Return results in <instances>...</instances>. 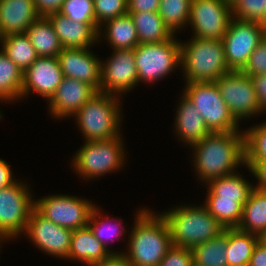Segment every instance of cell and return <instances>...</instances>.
I'll return each mask as SVG.
<instances>
[{"instance_id":"6da1fadb","label":"cell","mask_w":266,"mask_h":266,"mask_svg":"<svg viewBox=\"0 0 266 266\" xmlns=\"http://www.w3.org/2000/svg\"><path fill=\"white\" fill-rule=\"evenodd\" d=\"M190 147L191 164L201 185L233 174L245 166L243 131L211 132Z\"/></svg>"},{"instance_id":"7a4b0ae2","label":"cell","mask_w":266,"mask_h":266,"mask_svg":"<svg viewBox=\"0 0 266 266\" xmlns=\"http://www.w3.org/2000/svg\"><path fill=\"white\" fill-rule=\"evenodd\" d=\"M135 212L131 231L125 238L124 260L128 266H158L173 246L168 223L160 212L150 208Z\"/></svg>"},{"instance_id":"3957f363","label":"cell","mask_w":266,"mask_h":266,"mask_svg":"<svg viewBox=\"0 0 266 266\" xmlns=\"http://www.w3.org/2000/svg\"><path fill=\"white\" fill-rule=\"evenodd\" d=\"M122 98L97 92L71 118L84 141L117 138L123 134ZM122 133V134H121Z\"/></svg>"},{"instance_id":"277c9868","label":"cell","mask_w":266,"mask_h":266,"mask_svg":"<svg viewBox=\"0 0 266 266\" xmlns=\"http://www.w3.org/2000/svg\"><path fill=\"white\" fill-rule=\"evenodd\" d=\"M165 210L161 211V215L168 223L174 246L192 249L224 231L203 204L179 203Z\"/></svg>"},{"instance_id":"5b68a950","label":"cell","mask_w":266,"mask_h":266,"mask_svg":"<svg viewBox=\"0 0 266 266\" xmlns=\"http://www.w3.org/2000/svg\"><path fill=\"white\" fill-rule=\"evenodd\" d=\"M181 74L183 82H215L230 72L222 40L191 36L180 38Z\"/></svg>"},{"instance_id":"8992f818","label":"cell","mask_w":266,"mask_h":266,"mask_svg":"<svg viewBox=\"0 0 266 266\" xmlns=\"http://www.w3.org/2000/svg\"><path fill=\"white\" fill-rule=\"evenodd\" d=\"M122 136L108 140L84 141L71 157L70 167L85 182L123 170L128 163V153Z\"/></svg>"},{"instance_id":"52a82bcc","label":"cell","mask_w":266,"mask_h":266,"mask_svg":"<svg viewBox=\"0 0 266 266\" xmlns=\"http://www.w3.org/2000/svg\"><path fill=\"white\" fill-rule=\"evenodd\" d=\"M134 58L138 83L156 84L181 69L180 40L174 35L167 41L139 44Z\"/></svg>"},{"instance_id":"ba28073f","label":"cell","mask_w":266,"mask_h":266,"mask_svg":"<svg viewBox=\"0 0 266 266\" xmlns=\"http://www.w3.org/2000/svg\"><path fill=\"white\" fill-rule=\"evenodd\" d=\"M183 89L181 93L202 115L211 132L243 131L241 123L231 114L215 82L184 83Z\"/></svg>"},{"instance_id":"9c48e42d","label":"cell","mask_w":266,"mask_h":266,"mask_svg":"<svg viewBox=\"0 0 266 266\" xmlns=\"http://www.w3.org/2000/svg\"><path fill=\"white\" fill-rule=\"evenodd\" d=\"M28 183L19 178L13 184L0 189V235L8 242L22 237L35 208V195Z\"/></svg>"},{"instance_id":"30bf717a","label":"cell","mask_w":266,"mask_h":266,"mask_svg":"<svg viewBox=\"0 0 266 266\" xmlns=\"http://www.w3.org/2000/svg\"><path fill=\"white\" fill-rule=\"evenodd\" d=\"M94 203L83 196L50 194L35 199V209L46 219L61 227L76 230L88 226Z\"/></svg>"},{"instance_id":"8fae6325","label":"cell","mask_w":266,"mask_h":266,"mask_svg":"<svg viewBox=\"0 0 266 266\" xmlns=\"http://www.w3.org/2000/svg\"><path fill=\"white\" fill-rule=\"evenodd\" d=\"M215 83L231 114L239 123L243 119L251 120L260 115V105L250 76L242 71L231 70Z\"/></svg>"},{"instance_id":"7c38bea8","label":"cell","mask_w":266,"mask_h":266,"mask_svg":"<svg viewBox=\"0 0 266 266\" xmlns=\"http://www.w3.org/2000/svg\"><path fill=\"white\" fill-rule=\"evenodd\" d=\"M264 38L265 29L260 22L232 18L222 39L229 69L241 71Z\"/></svg>"},{"instance_id":"4fadbf2b","label":"cell","mask_w":266,"mask_h":266,"mask_svg":"<svg viewBox=\"0 0 266 266\" xmlns=\"http://www.w3.org/2000/svg\"><path fill=\"white\" fill-rule=\"evenodd\" d=\"M232 18V7L225 0H192L187 27L196 38L222 40Z\"/></svg>"},{"instance_id":"5bb4252c","label":"cell","mask_w":266,"mask_h":266,"mask_svg":"<svg viewBox=\"0 0 266 266\" xmlns=\"http://www.w3.org/2000/svg\"><path fill=\"white\" fill-rule=\"evenodd\" d=\"M72 232L73 230L46 219L34 208L22 235L42 253L61 260H68Z\"/></svg>"},{"instance_id":"9a60e30c","label":"cell","mask_w":266,"mask_h":266,"mask_svg":"<svg viewBox=\"0 0 266 266\" xmlns=\"http://www.w3.org/2000/svg\"><path fill=\"white\" fill-rule=\"evenodd\" d=\"M105 60L101 59L100 92L123 98L139 84L134 49L112 50Z\"/></svg>"},{"instance_id":"2e32d148","label":"cell","mask_w":266,"mask_h":266,"mask_svg":"<svg viewBox=\"0 0 266 266\" xmlns=\"http://www.w3.org/2000/svg\"><path fill=\"white\" fill-rule=\"evenodd\" d=\"M63 78L57 57H38L23 73L21 100L36 93L47 103Z\"/></svg>"},{"instance_id":"e0dca14e","label":"cell","mask_w":266,"mask_h":266,"mask_svg":"<svg viewBox=\"0 0 266 266\" xmlns=\"http://www.w3.org/2000/svg\"><path fill=\"white\" fill-rule=\"evenodd\" d=\"M97 56L93 47L63 48L57 58L64 77L85 82L100 92L101 59Z\"/></svg>"},{"instance_id":"ac0fdd59","label":"cell","mask_w":266,"mask_h":266,"mask_svg":"<svg viewBox=\"0 0 266 266\" xmlns=\"http://www.w3.org/2000/svg\"><path fill=\"white\" fill-rule=\"evenodd\" d=\"M97 91L89 84L74 78L64 77L57 87L54 95L47 102L48 113L59 121L71 117L95 94Z\"/></svg>"},{"instance_id":"d6986e66","label":"cell","mask_w":266,"mask_h":266,"mask_svg":"<svg viewBox=\"0 0 266 266\" xmlns=\"http://www.w3.org/2000/svg\"><path fill=\"white\" fill-rule=\"evenodd\" d=\"M178 100L174 116L173 131L175 138L185 146L201 141L211 131L208 129L202 115L182 93ZM175 127V128H174Z\"/></svg>"},{"instance_id":"ffe728a7","label":"cell","mask_w":266,"mask_h":266,"mask_svg":"<svg viewBox=\"0 0 266 266\" xmlns=\"http://www.w3.org/2000/svg\"><path fill=\"white\" fill-rule=\"evenodd\" d=\"M63 48H92L98 44L97 24L79 23L59 12L47 15Z\"/></svg>"},{"instance_id":"44dd1931","label":"cell","mask_w":266,"mask_h":266,"mask_svg":"<svg viewBox=\"0 0 266 266\" xmlns=\"http://www.w3.org/2000/svg\"><path fill=\"white\" fill-rule=\"evenodd\" d=\"M39 16L34 0H0V30L3 37L25 33Z\"/></svg>"},{"instance_id":"7402d4cb","label":"cell","mask_w":266,"mask_h":266,"mask_svg":"<svg viewBox=\"0 0 266 266\" xmlns=\"http://www.w3.org/2000/svg\"><path fill=\"white\" fill-rule=\"evenodd\" d=\"M101 40L106 41L112 50L135 49L139 45V40L130 14L108 20L101 25L98 31L99 44Z\"/></svg>"},{"instance_id":"603a6c76","label":"cell","mask_w":266,"mask_h":266,"mask_svg":"<svg viewBox=\"0 0 266 266\" xmlns=\"http://www.w3.org/2000/svg\"><path fill=\"white\" fill-rule=\"evenodd\" d=\"M112 254L94 236L89 226L73 230L68 261L82 264L108 259Z\"/></svg>"},{"instance_id":"cb8c5ba5","label":"cell","mask_w":266,"mask_h":266,"mask_svg":"<svg viewBox=\"0 0 266 266\" xmlns=\"http://www.w3.org/2000/svg\"><path fill=\"white\" fill-rule=\"evenodd\" d=\"M244 177L242 172L240 174L237 171L233 174L208 181L203 185L207 189L205 199L234 200L243 206L254 188L253 182Z\"/></svg>"},{"instance_id":"d4e9b609","label":"cell","mask_w":266,"mask_h":266,"mask_svg":"<svg viewBox=\"0 0 266 266\" xmlns=\"http://www.w3.org/2000/svg\"><path fill=\"white\" fill-rule=\"evenodd\" d=\"M25 33L38 57H57L63 49L47 16H39Z\"/></svg>"},{"instance_id":"484cf974","label":"cell","mask_w":266,"mask_h":266,"mask_svg":"<svg viewBox=\"0 0 266 266\" xmlns=\"http://www.w3.org/2000/svg\"><path fill=\"white\" fill-rule=\"evenodd\" d=\"M103 208H100L99 205H96L90 214L88 226L93 232L94 236L101 242V244L109 251L112 255H123L122 251L114 250L112 247L110 249L109 241H116V239H124L122 236L124 233H128L122 225V218H111L108 214L101 212ZM104 215V216H103ZM115 219V221H114ZM117 220H119L117 222ZM114 222V224H113ZM122 237V238H121Z\"/></svg>"},{"instance_id":"4316f807","label":"cell","mask_w":266,"mask_h":266,"mask_svg":"<svg viewBox=\"0 0 266 266\" xmlns=\"http://www.w3.org/2000/svg\"><path fill=\"white\" fill-rule=\"evenodd\" d=\"M237 229L259 236L266 229V191L254 187L243 205Z\"/></svg>"},{"instance_id":"83f0119b","label":"cell","mask_w":266,"mask_h":266,"mask_svg":"<svg viewBox=\"0 0 266 266\" xmlns=\"http://www.w3.org/2000/svg\"><path fill=\"white\" fill-rule=\"evenodd\" d=\"M128 14L135 24L139 44L163 42L174 36L158 12L146 11Z\"/></svg>"},{"instance_id":"f1b7e54d","label":"cell","mask_w":266,"mask_h":266,"mask_svg":"<svg viewBox=\"0 0 266 266\" xmlns=\"http://www.w3.org/2000/svg\"><path fill=\"white\" fill-rule=\"evenodd\" d=\"M23 71L0 50V101L15 103L21 101ZM20 100V101H19Z\"/></svg>"},{"instance_id":"f546056e","label":"cell","mask_w":266,"mask_h":266,"mask_svg":"<svg viewBox=\"0 0 266 266\" xmlns=\"http://www.w3.org/2000/svg\"><path fill=\"white\" fill-rule=\"evenodd\" d=\"M258 236L237 228H227L226 257L229 266H248Z\"/></svg>"},{"instance_id":"4dcf8cb0","label":"cell","mask_w":266,"mask_h":266,"mask_svg":"<svg viewBox=\"0 0 266 266\" xmlns=\"http://www.w3.org/2000/svg\"><path fill=\"white\" fill-rule=\"evenodd\" d=\"M227 228L215 238L194 246L192 251L194 266H229L226 257Z\"/></svg>"},{"instance_id":"1f68e13d","label":"cell","mask_w":266,"mask_h":266,"mask_svg":"<svg viewBox=\"0 0 266 266\" xmlns=\"http://www.w3.org/2000/svg\"><path fill=\"white\" fill-rule=\"evenodd\" d=\"M1 50L23 72L38 58L26 33L11 34L3 37Z\"/></svg>"},{"instance_id":"d6a6232c","label":"cell","mask_w":266,"mask_h":266,"mask_svg":"<svg viewBox=\"0 0 266 266\" xmlns=\"http://www.w3.org/2000/svg\"><path fill=\"white\" fill-rule=\"evenodd\" d=\"M192 0H160L158 14L171 32L178 36L184 30L190 18Z\"/></svg>"},{"instance_id":"836d02e7","label":"cell","mask_w":266,"mask_h":266,"mask_svg":"<svg viewBox=\"0 0 266 266\" xmlns=\"http://www.w3.org/2000/svg\"><path fill=\"white\" fill-rule=\"evenodd\" d=\"M266 120V119H265ZM243 129L245 166L251 168L256 162L266 161V121ZM265 121V122H264Z\"/></svg>"},{"instance_id":"e575fe53","label":"cell","mask_w":266,"mask_h":266,"mask_svg":"<svg viewBox=\"0 0 266 266\" xmlns=\"http://www.w3.org/2000/svg\"><path fill=\"white\" fill-rule=\"evenodd\" d=\"M208 212L225 228H237L243 206L234 200L205 199L203 204Z\"/></svg>"},{"instance_id":"d590c367","label":"cell","mask_w":266,"mask_h":266,"mask_svg":"<svg viewBox=\"0 0 266 266\" xmlns=\"http://www.w3.org/2000/svg\"><path fill=\"white\" fill-rule=\"evenodd\" d=\"M58 12L79 23L96 24L93 0H64Z\"/></svg>"},{"instance_id":"8d00e7d4","label":"cell","mask_w":266,"mask_h":266,"mask_svg":"<svg viewBox=\"0 0 266 266\" xmlns=\"http://www.w3.org/2000/svg\"><path fill=\"white\" fill-rule=\"evenodd\" d=\"M266 0H239L232 6L233 18L257 21L264 26Z\"/></svg>"},{"instance_id":"74e56055","label":"cell","mask_w":266,"mask_h":266,"mask_svg":"<svg viewBox=\"0 0 266 266\" xmlns=\"http://www.w3.org/2000/svg\"><path fill=\"white\" fill-rule=\"evenodd\" d=\"M98 27L108 20L128 13V0H93Z\"/></svg>"},{"instance_id":"f35d334b","label":"cell","mask_w":266,"mask_h":266,"mask_svg":"<svg viewBox=\"0 0 266 266\" xmlns=\"http://www.w3.org/2000/svg\"><path fill=\"white\" fill-rule=\"evenodd\" d=\"M248 76L266 75V39L249 56L247 64L241 70Z\"/></svg>"},{"instance_id":"ab89813d","label":"cell","mask_w":266,"mask_h":266,"mask_svg":"<svg viewBox=\"0 0 266 266\" xmlns=\"http://www.w3.org/2000/svg\"><path fill=\"white\" fill-rule=\"evenodd\" d=\"M158 266H193L192 251L173 245Z\"/></svg>"},{"instance_id":"60d3db41","label":"cell","mask_w":266,"mask_h":266,"mask_svg":"<svg viewBox=\"0 0 266 266\" xmlns=\"http://www.w3.org/2000/svg\"><path fill=\"white\" fill-rule=\"evenodd\" d=\"M255 87L258 102L260 105V115L266 114V75L250 76Z\"/></svg>"},{"instance_id":"b9f144b4","label":"cell","mask_w":266,"mask_h":266,"mask_svg":"<svg viewBox=\"0 0 266 266\" xmlns=\"http://www.w3.org/2000/svg\"><path fill=\"white\" fill-rule=\"evenodd\" d=\"M160 0H128V13L158 12Z\"/></svg>"},{"instance_id":"7bdbcfd3","label":"cell","mask_w":266,"mask_h":266,"mask_svg":"<svg viewBox=\"0 0 266 266\" xmlns=\"http://www.w3.org/2000/svg\"><path fill=\"white\" fill-rule=\"evenodd\" d=\"M244 167L251 173L252 177H255L253 178L256 180L254 187L266 191V161L256 162L251 168Z\"/></svg>"},{"instance_id":"ee69618b","label":"cell","mask_w":266,"mask_h":266,"mask_svg":"<svg viewBox=\"0 0 266 266\" xmlns=\"http://www.w3.org/2000/svg\"><path fill=\"white\" fill-rule=\"evenodd\" d=\"M64 0H34L36 10L40 16H47L58 12Z\"/></svg>"},{"instance_id":"f6af8a7d","label":"cell","mask_w":266,"mask_h":266,"mask_svg":"<svg viewBox=\"0 0 266 266\" xmlns=\"http://www.w3.org/2000/svg\"><path fill=\"white\" fill-rule=\"evenodd\" d=\"M12 172L10 164L6 160L0 158V189L11 185L18 180V178H15L16 176H13L14 172Z\"/></svg>"},{"instance_id":"bcb514c9","label":"cell","mask_w":266,"mask_h":266,"mask_svg":"<svg viewBox=\"0 0 266 266\" xmlns=\"http://www.w3.org/2000/svg\"><path fill=\"white\" fill-rule=\"evenodd\" d=\"M248 266H266V246L259 241L253 249Z\"/></svg>"},{"instance_id":"7dc6e473","label":"cell","mask_w":266,"mask_h":266,"mask_svg":"<svg viewBox=\"0 0 266 266\" xmlns=\"http://www.w3.org/2000/svg\"><path fill=\"white\" fill-rule=\"evenodd\" d=\"M84 266H128L123 255H111L108 259L86 264Z\"/></svg>"},{"instance_id":"c3c4849f","label":"cell","mask_w":266,"mask_h":266,"mask_svg":"<svg viewBox=\"0 0 266 266\" xmlns=\"http://www.w3.org/2000/svg\"><path fill=\"white\" fill-rule=\"evenodd\" d=\"M258 241L266 246V229L258 236Z\"/></svg>"},{"instance_id":"681fc988","label":"cell","mask_w":266,"mask_h":266,"mask_svg":"<svg viewBox=\"0 0 266 266\" xmlns=\"http://www.w3.org/2000/svg\"><path fill=\"white\" fill-rule=\"evenodd\" d=\"M6 242L7 240L3 236L0 235V253H1V248L3 247L2 244Z\"/></svg>"},{"instance_id":"f907efd6","label":"cell","mask_w":266,"mask_h":266,"mask_svg":"<svg viewBox=\"0 0 266 266\" xmlns=\"http://www.w3.org/2000/svg\"><path fill=\"white\" fill-rule=\"evenodd\" d=\"M231 7L239 0H225Z\"/></svg>"},{"instance_id":"816d5d0a","label":"cell","mask_w":266,"mask_h":266,"mask_svg":"<svg viewBox=\"0 0 266 266\" xmlns=\"http://www.w3.org/2000/svg\"><path fill=\"white\" fill-rule=\"evenodd\" d=\"M2 43H3V35L1 33V30H0V50H1V47H2Z\"/></svg>"},{"instance_id":"f5cc1de1","label":"cell","mask_w":266,"mask_h":266,"mask_svg":"<svg viewBox=\"0 0 266 266\" xmlns=\"http://www.w3.org/2000/svg\"><path fill=\"white\" fill-rule=\"evenodd\" d=\"M264 27H266V9H265V14H264Z\"/></svg>"}]
</instances>
